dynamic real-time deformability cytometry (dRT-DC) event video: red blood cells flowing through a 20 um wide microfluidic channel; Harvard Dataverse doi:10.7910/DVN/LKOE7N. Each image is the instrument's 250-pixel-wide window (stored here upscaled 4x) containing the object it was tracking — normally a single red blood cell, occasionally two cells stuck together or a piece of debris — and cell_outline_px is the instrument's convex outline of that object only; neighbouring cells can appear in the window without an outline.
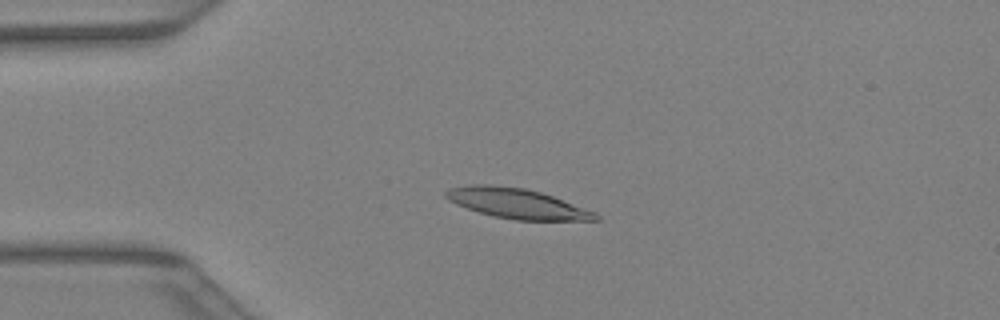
{"species": "Egyptian fruit bat (a non-hibernating species)", "species_latin": "Rousettus aegyptiacus", "temperature_condition": "warm", "stored_images_in_passage": 40, "camera_frame_rate_fps": 3000, "um_per_image_px": 0.085, "animal": {"sex": "female"}, "frame": {"image": 1, "passage_image": 9, "time_ms": 2.667, "image_size_px": [1000, 320], "cell_outline_px": [[600, 220], [516, 220], [492, 216], [456, 204], [448, 200], [444, 196], [444, 192], [448, 188], [468, 184], [488, 184], [524, 188], [540, 192], [552, 196], [596, 212], [600, 216]], "centroid_in_image_um": [43.91, 17.29], "position_along_channel_um": 41.1, "area_um2": 26.18}}
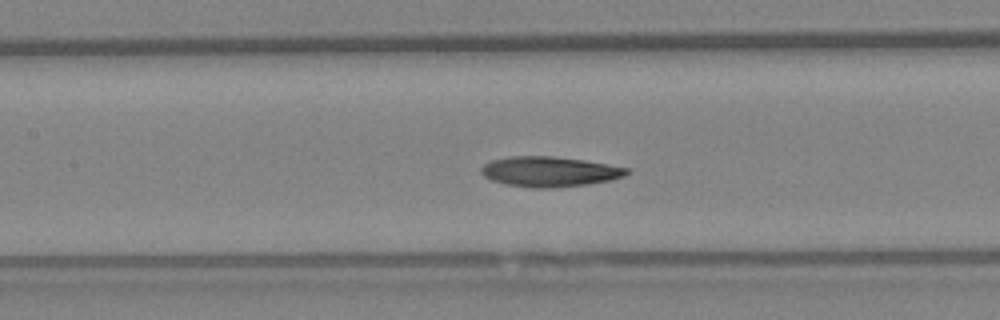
{"frame": {"image": 2, "passage_image": 18, "time_ms": 5.667, "image_size_px": [1000, 320], "cell_outline_px": [[628, 172], [624, 176], [612, 180], [588, 184], [552, 188], [532, 188], [508, 184], [492, 180], [484, 176], [480, 172], [480, 168], [484, 164], [492, 160], [512, 156], [552, 156], [584, 160], [608, 164], [628, 168]], "centroid_in_image_um": [46.71, 14.59], "position_along_channel_um": 160.7, "area_um2": 25.49}}
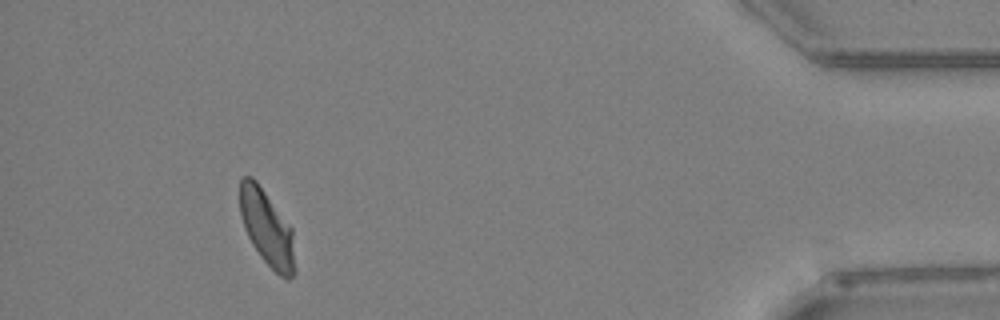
{"frame": {"image": 3, "passage_image": 37, "time_ms": 12.0, "image_size_px": [1000, 320], "cell_outline_px": [[296, 272], [288, 280], [280, 276], [260, 256], [252, 244], [244, 228], [240, 216], [240, 180], [244, 176], [252, 176], [256, 180], [292, 228], [296, 268]], "centroid_in_image_um": [22.7, 19.4], "position_along_channel_um": 412.5, "area_um2": 24.28}}